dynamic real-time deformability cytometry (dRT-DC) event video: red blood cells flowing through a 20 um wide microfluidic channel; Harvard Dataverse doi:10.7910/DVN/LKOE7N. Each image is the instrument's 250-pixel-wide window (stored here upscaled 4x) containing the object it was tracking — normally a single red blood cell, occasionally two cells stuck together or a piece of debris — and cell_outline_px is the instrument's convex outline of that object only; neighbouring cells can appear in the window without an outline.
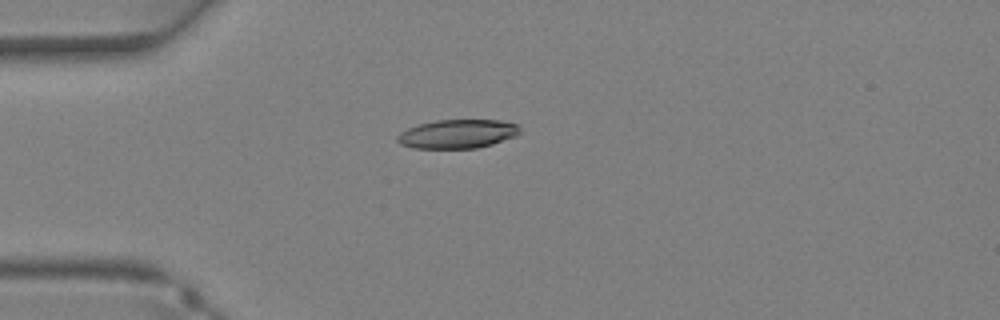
{"species": "Egyptian fruit bat (a non-hibernating species)", "species_latin": "Rousettus aegyptiacus", "temperature_condition": "warm", "stored_images_in_passage": 37, "camera_frame_rate_fps": 3000, "um_per_image_px": 0.085, "animal": {"sex": "female"}, "frame": {"image": 1, "passage_image": 10, "time_ms": 3.0, "image_size_px": [1000, 320], "cell_outline_px": [[520, 132], [516, 136], [492, 144], [476, 148], [412, 148], [400, 144], [396, 140], [396, 136], [400, 132], [408, 128], [420, 124], [436, 120], [500, 120], [516, 124], [520, 128]], "centroid_in_image_um": [38.87, 11.38], "position_along_channel_um": 46.1, "area_um2": 20.58}}
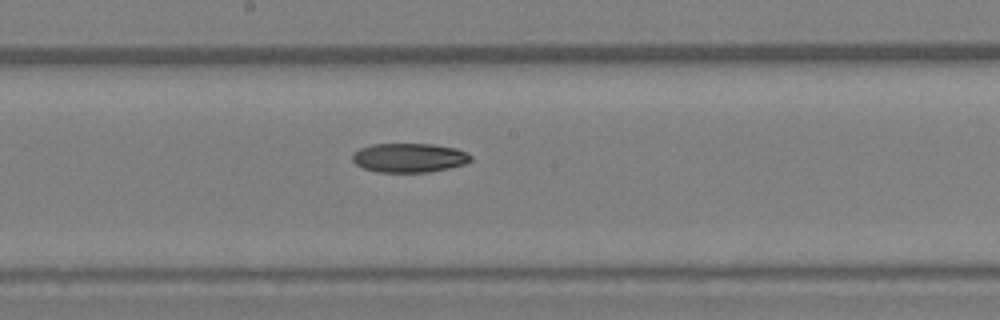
{"frame": {"image": 2, "passage_image": 20, "time_ms": 6.333, "image_size_px": [1000, 320], "cell_outline_px": [[472, 160], [464, 164], [448, 168], [428, 172], [376, 172], [364, 168], [356, 164], [352, 160], [352, 152], [360, 148], [372, 144], [432, 144], [456, 148], [472, 156]], "centroid_in_image_um": [34.75, 13.41], "position_along_channel_um": 213.4, "area_um2": 20.11}}
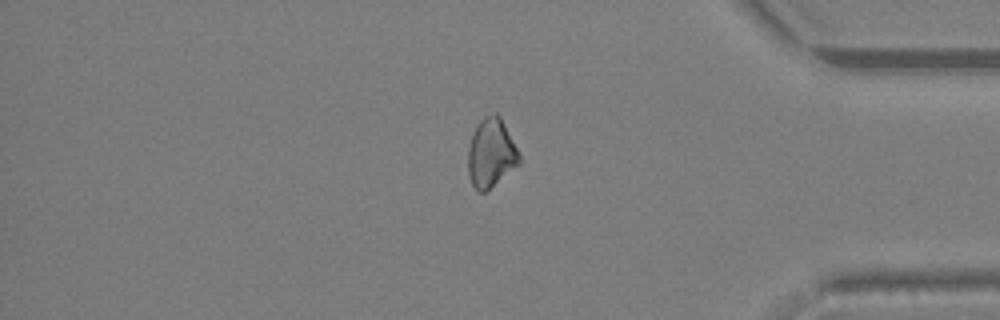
{"frame": {"image": 3, "passage_image": 31, "time_ms": 10.0, "image_size_px": [1000, 320], "cell_outline_px": [[520, 164], [484, 192], [476, 192], [468, 176], [468, 148], [472, 132], [476, 124], [484, 116], [492, 112], [496, 112], [500, 116], [520, 152]], "centroid_in_image_um": [41.73, 12.98], "position_along_channel_um": 393.5, "area_um2": 20.87}}